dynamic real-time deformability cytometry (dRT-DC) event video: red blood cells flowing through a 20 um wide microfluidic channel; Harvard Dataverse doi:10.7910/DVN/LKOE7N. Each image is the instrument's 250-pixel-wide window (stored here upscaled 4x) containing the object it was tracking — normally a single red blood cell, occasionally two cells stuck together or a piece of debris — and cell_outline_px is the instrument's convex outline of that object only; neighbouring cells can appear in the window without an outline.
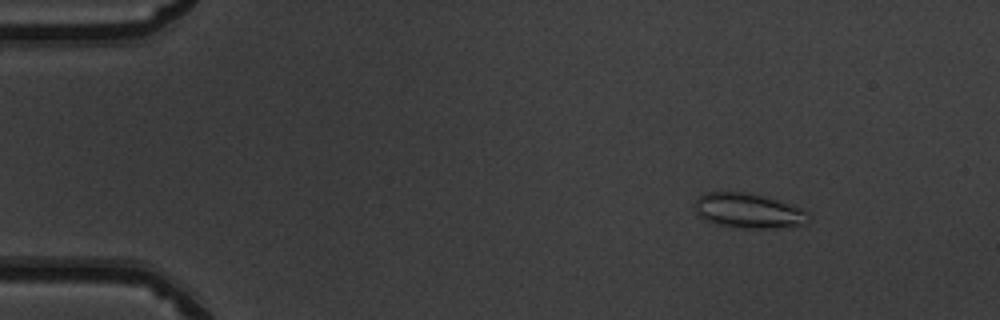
{"species": "common noctule bat (a hibernating species)", "species_latin": "Nyctalus noctula", "temperature_condition": "warm", "stored_images_in_passage": 51, "camera_frame_rate_fps": 3000, "um_per_image_px": 0.085, "animal": {"sex": "male", "body_mass_g": 19.5, "forearm_length_mm": 54.6}, "frame": {"image": 1, "passage_image": 7, "time_ms": 2.0, "image_size_px": [1000, 320], "cell_outline_px": [[812, 220], [808, 224], [776, 228], [740, 228], [716, 224], [700, 216], [692, 208], [692, 204], [704, 192], [756, 192], [768, 196], [800, 208], [808, 212], [812, 216]], "centroid_in_image_um": [63.66, 17.9], "position_along_channel_um": 21.3, "area_um2": 23.7}}
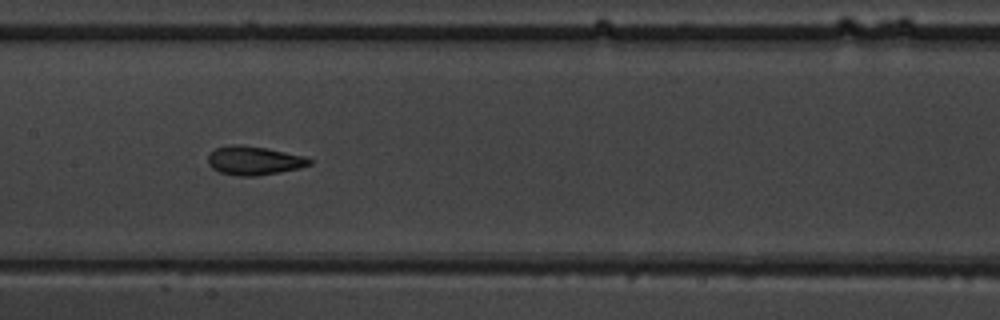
{"frame": {"image": 2, "passage_image": 26, "time_ms": 8.333, "image_size_px": [1000, 320], "cell_outline_px": [[312, 164], [300, 168], [280, 172], [256, 176], [236, 176], [220, 172], [212, 168], [208, 164], [208, 156], [216, 148], [228, 144], [240, 144], [268, 148], [304, 156], [312, 160]], "centroid_in_image_um": [21.59, 13.64], "position_along_channel_um": 185.8, "area_um2": 17.17}}
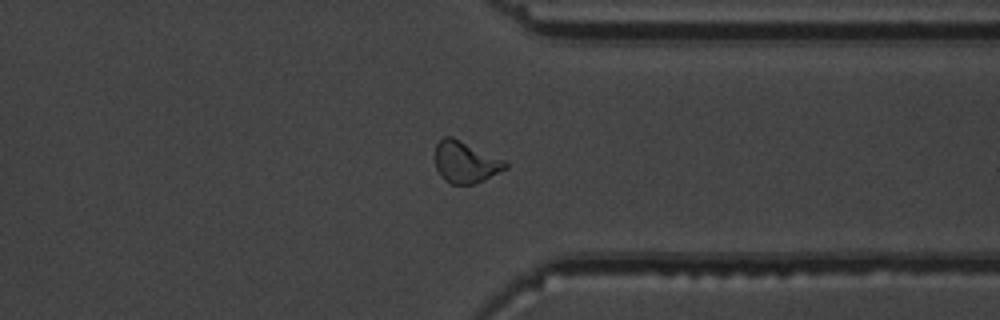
{"frame": {"image": 3, "passage_image": 40, "time_ms": 13.0, "image_size_px": [1000, 320], "cell_outline_px": [[508, 168], [484, 180], [472, 184], [452, 184], [444, 180], [440, 176], [436, 168], [436, 144], [444, 136], [452, 136], [508, 160]], "centroid_in_image_um": [39.61, 13.77], "position_along_channel_um": 371.8, "area_um2": 17.34}}